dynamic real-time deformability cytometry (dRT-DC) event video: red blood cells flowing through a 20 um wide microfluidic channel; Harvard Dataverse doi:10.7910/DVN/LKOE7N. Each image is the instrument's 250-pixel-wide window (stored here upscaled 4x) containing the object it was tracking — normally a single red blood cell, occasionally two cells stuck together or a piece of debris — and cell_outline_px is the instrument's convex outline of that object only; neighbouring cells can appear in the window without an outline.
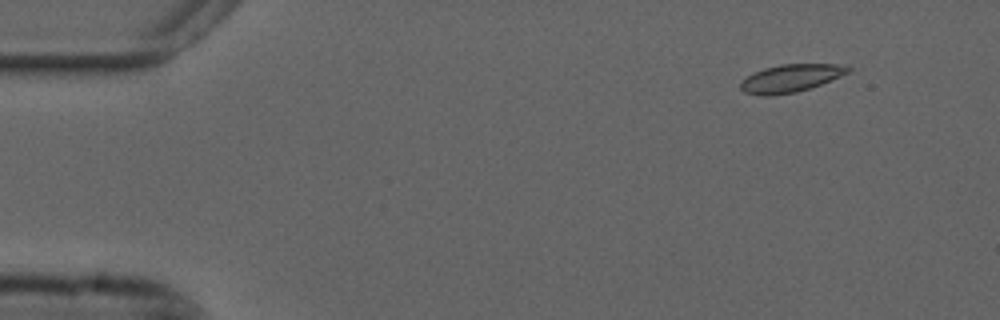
{"species": "common noctule bat (a hibernating species)", "species_latin": "Nyctalus noctula", "temperature_condition": "cold", "stored_images_in_passage": 51, "camera_frame_rate_fps": 3000, "um_per_image_px": 0.085, "animal": {"sex": "male", "forearm_length_mm": 52.5}, "frame": {"image": 1, "passage_image": 1, "time_ms": 0.0, "image_size_px": [1000, 320], "cell_outline_px": [[860, 68], [820, 84], [796, 92], [772, 96], [764, 96], [744, 92], [740, 88], [740, 84], [748, 76], [764, 68], [780, 64], [848, 64]], "centroid_in_image_um": [67.32, 6.63], "position_along_channel_um": 17.7, "area_um2": 17.51}}
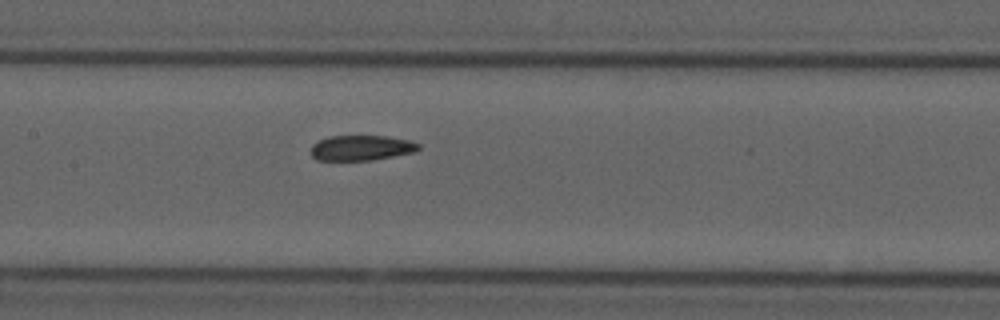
{"frame": {"image": 2, "passage_image": 22, "time_ms": 7.0, "image_size_px": [1000, 320], "cell_outline_px": [[420, 148], [412, 152], [372, 160], [316, 160], [312, 156], [312, 144], [328, 136], [388, 136], [408, 140], [420, 144]], "centroid_in_image_um": [30.69, 12.56], "position_along_channel_um": 176.7, "area_um2": 15.66}}
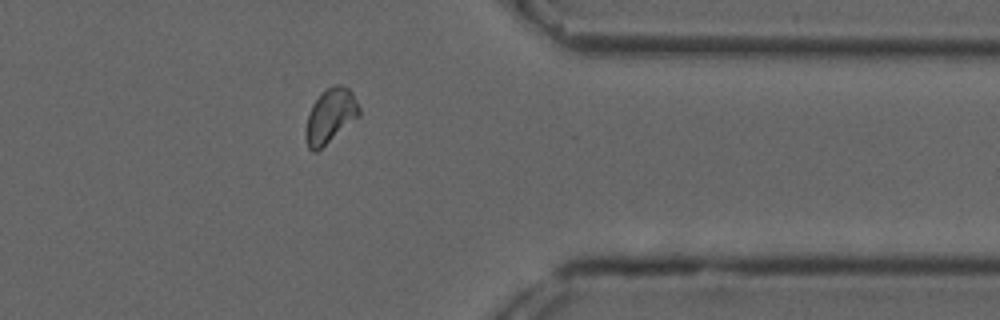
{"frame": {"image": 3, "passage_image": 40, "time_ms": 13.0, "image_size_px": [1000, 320], "cell_outline_px": [[360, 116], [316, 152], [312, 152], [308, 148], [304, 136], [304, 132], [308, 112], [312, 104], [320, 92], [336, 84], [340, 84], [348, 88], [352, 92], [360, 108]], "centroid_in_image_um": [28.05, 9.85], "position_along_channel_um": 383.3, "area_um2": 17.17}, "authors_computed_cell_mechanics": {"area_um2": 16.9932, "velocity_mm_per_s": 3.6743, "shape_relaxation_time_tau1_ms": null, "shape_relaxation_time_tau2_ms": 2.6193, "deformation_change_tau1": null, "deformation_change_tau2": 0.0538}}